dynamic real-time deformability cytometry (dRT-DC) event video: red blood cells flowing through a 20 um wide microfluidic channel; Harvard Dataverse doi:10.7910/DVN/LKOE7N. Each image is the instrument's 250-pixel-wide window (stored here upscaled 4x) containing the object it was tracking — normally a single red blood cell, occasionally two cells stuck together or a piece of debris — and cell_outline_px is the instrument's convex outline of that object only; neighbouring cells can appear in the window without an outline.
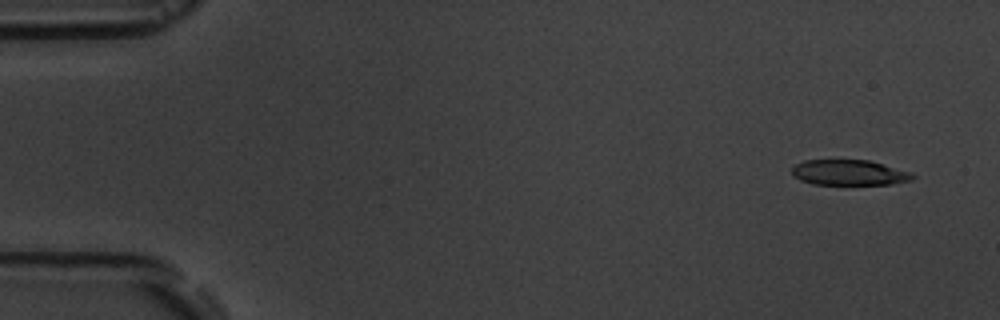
{"species": "common noctule bat (a hibernating species)", "species_latin": "Nyctalus noctula", "temperature_condition": "room temperature", "stored_images_in_passage": 4, "camera_frame_rate_fps": 3000, "um_per_image_px": 0.085, "animal": {"sex": "male", "body_mass_g": 19.5, "forearm_length_mm": 54.6}, "frame": {"image": 1, "passage_image": 1, "time_ms": 0.0, "image_size_px": [1000, 320], "cell_outline_px": [[916, 176], [912, 180], [892, 184], [812, 184], [800, 180], [792, 176], [792, 168], [796, 164], [804, 160], [868, 160], [912, 172]], "centroid_in_image_um": [72.18, 14.67], "position_along_channel_um": 12.8, "area_um2": 17.92}}